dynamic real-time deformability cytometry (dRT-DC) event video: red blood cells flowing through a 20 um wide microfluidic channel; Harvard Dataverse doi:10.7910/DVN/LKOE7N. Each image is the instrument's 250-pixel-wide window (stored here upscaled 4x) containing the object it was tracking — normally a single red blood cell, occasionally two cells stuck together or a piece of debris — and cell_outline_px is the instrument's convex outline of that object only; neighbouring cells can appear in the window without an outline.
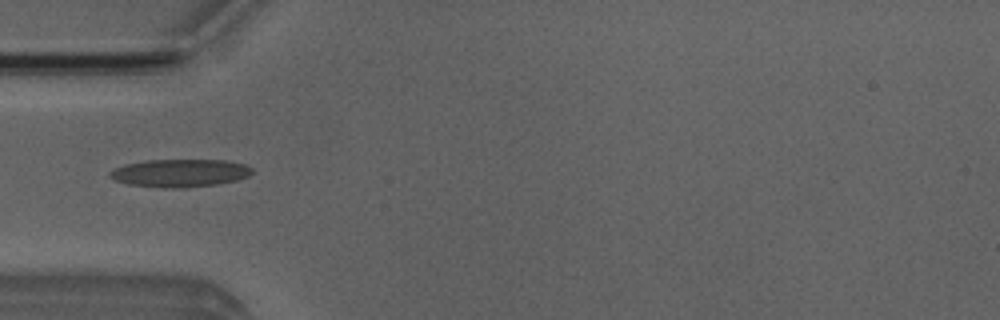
{"species": "Egyptian fruit bat (a non-hibernating species)", "species_latin": "Rousettus aegyptiacus", "temperature_condition": "room temperature", "stored_images_in_passage": 40, "camera_frame_rate_fps": 3000, "um_per_image_px": 0.085, "animal": {"sex": "male"}, "frame": {"image": 1, "passage_image": 5, "time_ms": 1.333, "image_size_px": [1000, 320], "cell_outline_px": [[252, 172], [248, 176], [236, 180], [216, 184], [184, 188], [164, 188], [128, 184], [112, 180], [108, 176], [108, 172], [124, 164], [148, 160], [224, 160], [244, 164], [252, 168]], "centroid_in_image_um": [15.25, 14.71], "position_along_channel_um": 69.8, "area_um2": 23.12}}
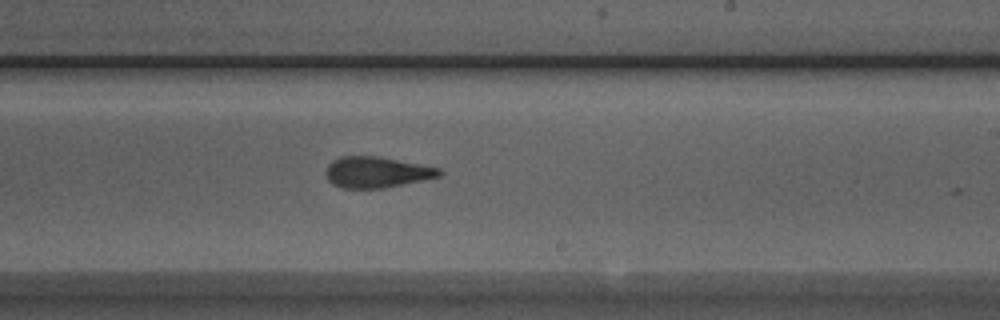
{"frame": {"image": 2, "passage_image": 19, "time_ms": 6.0, "image_size_px": [1000, 320], "cell_outline_px": [[444, 172], [440, 176], [384, 188], [340, 188], [332, 184], [328, 180], [324, 172], [328, 164], [332, 160], [340, 156], [380, 156], [440, 168]], "centroid_in_image_um": [31.98, 14.63], "position_along_channel_um": 257.0, "area_um2": 20.63}}
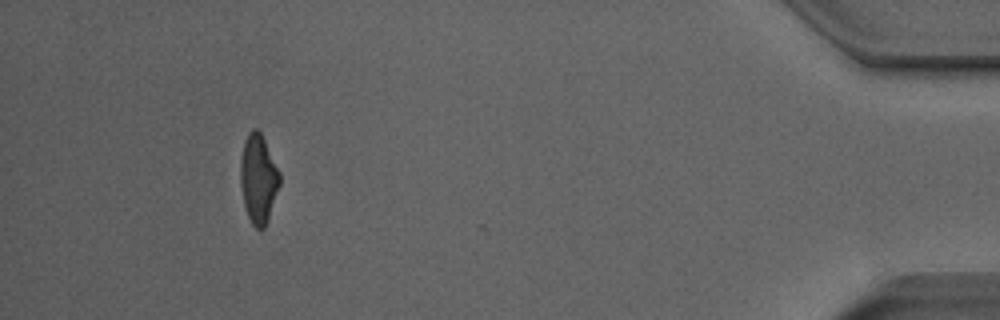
{"frame": {"image": 3, "passage_image": 36, "time_ms": 11.667, "image_size_px": [1000, 320], "cell_outline_px": [[280, 184], [268, 220], [264, 228], [256, 228], [252, 224], [248, 216], [244, 204], [240, 180], [240, 160], [244, 140], [248, 132], [252, 128], [256, 128], [260, 132], [280, 172]], "centroid_in_image_um": [21.95, 15.18], "position_along_channel_um": 413.2, "area_um2": 20.23}, "authors_computed_cell_mechanics": {"area_um2": 20.8947, "velocity_mm_per_s": 4.0013, "shape_relaxation_time_tau1_ms": 10.0225, "shape_relaxation_time_tau2_ms": 2.4187, "deformation_change_tau1": 0.2557, "deformation_change_tau2": 0.1136}}